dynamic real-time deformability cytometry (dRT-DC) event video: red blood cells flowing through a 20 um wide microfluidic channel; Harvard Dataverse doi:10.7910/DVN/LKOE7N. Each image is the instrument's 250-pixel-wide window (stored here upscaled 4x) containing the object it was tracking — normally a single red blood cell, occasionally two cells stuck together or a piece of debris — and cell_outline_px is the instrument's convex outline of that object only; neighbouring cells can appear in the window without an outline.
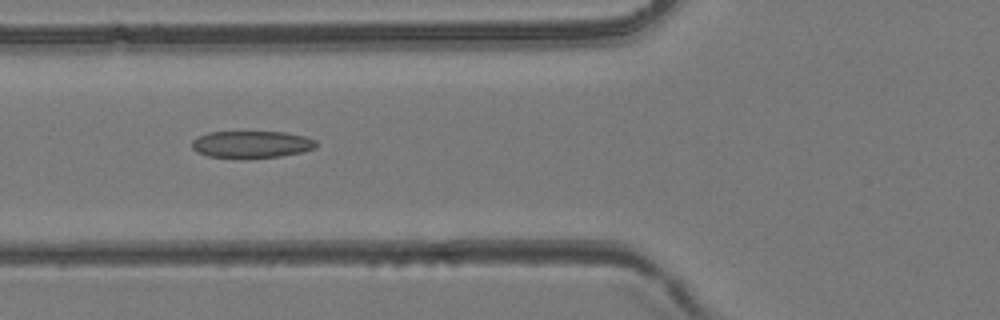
{"species": "common noctule bat (a hibernating species)", "species_latin": "Nyctalus noctula", "temperature_condition": "room temperature", "stored_images_in_passage": 5, "camera_frame_rate_fps": 3000, "um_per_image_px": 0.085, "animal": {"sex": "female", "body_mass_g": 24.6, "forearm_length_mm": 56.2}, "frame": {"image": 1, "passage_image": 5, "time_ms": 5.667, "image_size_px": [1000, 320], "cell_outline_px": [[316, 148], [300, 152], [280, 156], [248, 160], [244, 160], [208, 156], [196, 152], [192, 148], [192, 140], [196, 136], [208, 132], [284, 132], [304, 136], [316, 140]], "centroid_in_image_um": [21.33, 12.3], "position_along_channel_um": 104.5, "area_um2": 20.11}}